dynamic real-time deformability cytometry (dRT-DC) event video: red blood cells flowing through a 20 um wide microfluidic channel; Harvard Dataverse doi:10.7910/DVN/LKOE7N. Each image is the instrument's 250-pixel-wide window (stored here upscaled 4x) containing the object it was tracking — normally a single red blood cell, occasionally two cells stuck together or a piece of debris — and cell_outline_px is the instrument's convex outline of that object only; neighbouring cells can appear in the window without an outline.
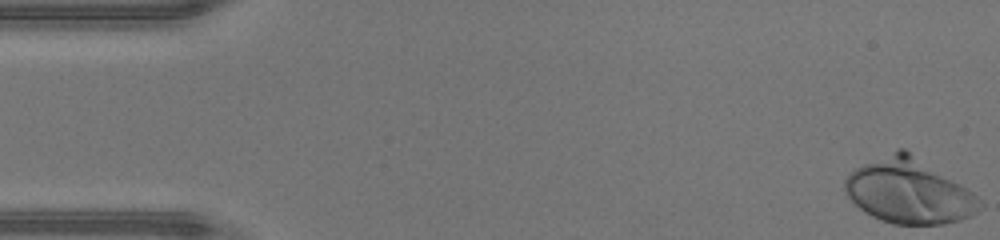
{"species": "human", "species_latin": "Homo sapiens", "temperature_condition": "warm", "stored_images_in_passage": 23, "camera_frame_rate_fps": 3000, "um_per_image_px": 0.085, "donor": {"sex": "male"}, "frame": {"image": 1, "passage_image": 1, "time_ms": 0.0, "image_size_px": [1000, 240], "cell_outline_px": [[984, 208], [960, 220], [944, 224], [892, 224], [880, 220], [864, 212], [848, 196], [844, 188], [844, 180], [856, 168], [864, 164], [900, 148], [904, 148], [960, 184], [972, 192], [984, 204]], "centroid_in_image_um": [77.27, 16.28], "position_along_channel_um": 7.7, "area_um2": 50.11}}
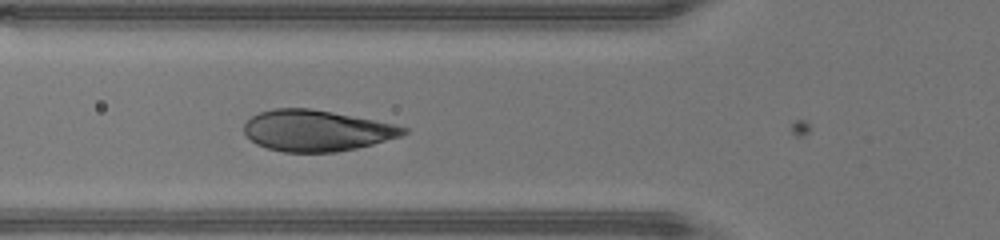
{"frame": {"image": 2, "passage_image": 17, "time_ms": 5.333, "image_size_px": [1000, 240], "cell_outline_px": [[408, 132], [400, 136], [372, 144], [356, 148], [336, 152], [284, 152], [268, 148], [256, 144], [244, 132], [244, 124], [252, 116], [260, 112], [272, 108], [308, 108], [332, 112], [392, 124], [408, 128]], "centroid_in_image_um": [26.87, 11.1], "position_along_channel_um": 98.9, "area_um2": 37.74}}
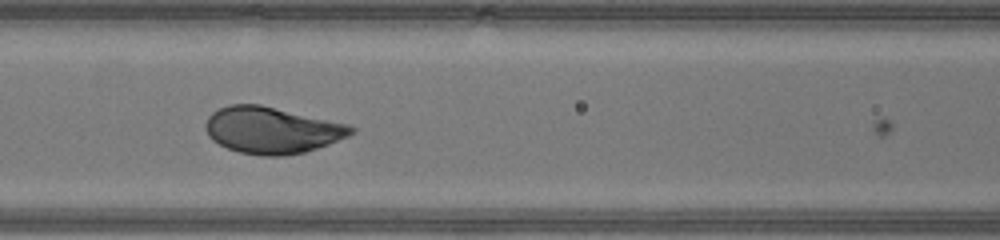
{"frame": {"image": 3, "passage_image": 20, "time_ms": 6.333, "image_size_px": [1000, 240], "cell_outline_px": [[356, 132], [348, 136], [328, 144], [304, 152], [284, 156], [264, 156], [240, 152], [228, 148], [212, 140], [208, 136], [204, 128], [204, 124], [208, 116], [212, 112], [228, 104], [260, 104], [348, 124], [356, 128]], "centroid_in_image_um": [23.09, 11.06], "position_along_channel_um": 143.5, "area_um2": 39.54}}